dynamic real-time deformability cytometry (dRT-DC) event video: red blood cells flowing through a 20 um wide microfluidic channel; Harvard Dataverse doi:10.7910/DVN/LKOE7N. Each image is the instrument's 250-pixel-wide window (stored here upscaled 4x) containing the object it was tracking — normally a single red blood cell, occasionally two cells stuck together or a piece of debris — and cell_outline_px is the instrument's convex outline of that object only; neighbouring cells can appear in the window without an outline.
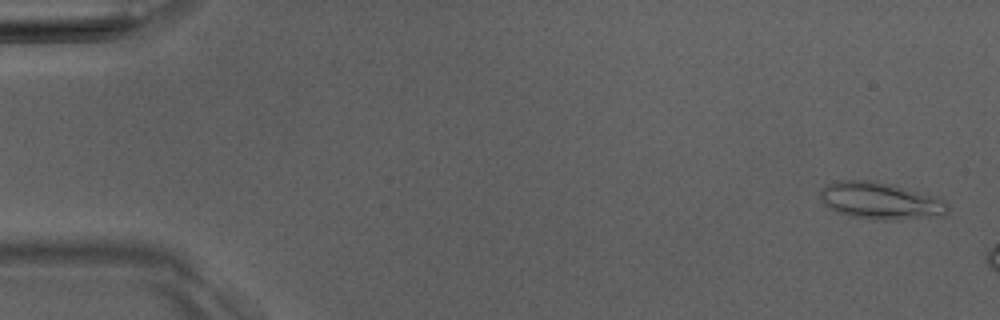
{"species": "Egyptian fruit bat (a non-hibernating species)", "species_latin": "Rousettus aegyptiacus", "temperature_condition": "room temperature", "stored_images_in_passage": 3, "camera_frame_rate_fps": 3000, "um_per_image_px": 0.085, "animal": {"sex": "male"}, "frame": {"image": 1, "passage_image": 1, "time_ms": 0.0, "image_size_px": [1000, 320], "cell_outline_px": [[948, 212], [944, 216], [892, 220], [884, 220], [852, 216], [828, 208], [824, 204], [820, 196], [820, 192], [824, 184], [836, 180], [868, 180], [892, 184], [936, 196], [944, 200], [948, 204]], "centroid_in_image_um": [74.85, 17.06], "position_along_channel_um": 10.1, "area_um2": 27.63}}